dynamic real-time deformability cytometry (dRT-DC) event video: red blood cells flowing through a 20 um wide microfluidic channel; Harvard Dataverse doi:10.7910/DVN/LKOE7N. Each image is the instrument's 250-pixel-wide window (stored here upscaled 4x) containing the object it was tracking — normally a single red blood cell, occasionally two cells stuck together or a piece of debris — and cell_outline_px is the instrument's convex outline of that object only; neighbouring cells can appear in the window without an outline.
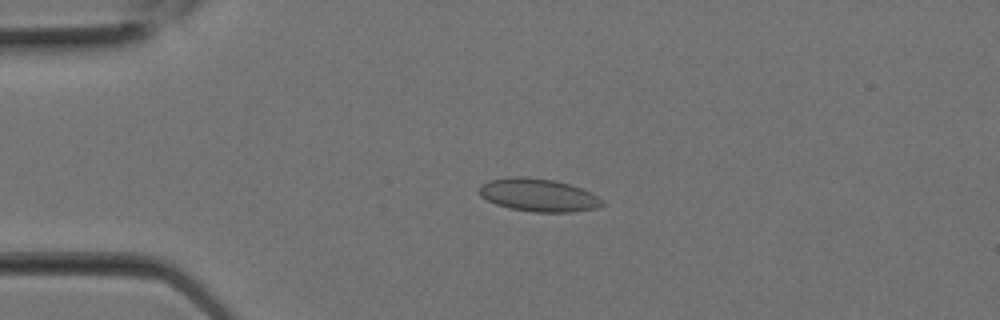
{"species": "Egyptian fruit bat (a non-hibernating species)", "species_latin": "Rousettus aegyptiacus", "temperature_condition": "room temperature", "stored_images_in_passage": 3, "segment_of_instrument_passage": [1, 2], "camera_frame_rate_fps": 3000, "um_per_image_px": 0.085, "animal": {"sex": "female"}, "frame": {"image": 1, "passage_image": 2, "time_ms": 0.333, "image_size_px": [1000, 320], "cell_outline_px": [[604, 204], [596, 208], [572, 212], [532, 212], [508, 208], [496, 204], [480, 196], [476, 192], [480, 184], [488, 180], [512, 176], [524, 176], [552, 180], [568, 184], [592, 192], [604, 200]], "centroid_in_image_um": [45.72, 16.58], "position_along_channel_um": 39.3, "area_um2": 23.87}}